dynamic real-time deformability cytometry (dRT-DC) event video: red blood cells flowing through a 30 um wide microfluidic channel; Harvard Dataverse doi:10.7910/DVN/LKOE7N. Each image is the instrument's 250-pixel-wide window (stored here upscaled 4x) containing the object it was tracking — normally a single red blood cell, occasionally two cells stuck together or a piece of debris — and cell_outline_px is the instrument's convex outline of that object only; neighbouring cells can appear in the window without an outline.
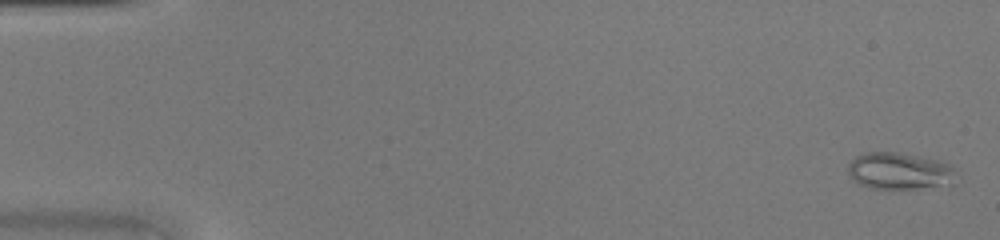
{"species": "common noctule bat (a hibernating species)", "species_latin": "Nyctalus noctula", "temperature_condition": "warm", "stored_images_in_passage": 30, "camera_frame_rate_fps": 3000, "um_per_image_px": 0.085, "animal": {"sex": "female", "body_mass_g": 20.0, "forearm_length_mm": 54.0}, "frame": {"image": 1, "passage_image": 2, "time_ms": 0.333, "image_size_px": [1000, 240], "cell_outline_px": [[956, 168], [952, 184], [920, 188], [872, 188], [860, 184], [848, 172], [848, 164], [856, 156], [864, 152], [900, 152], [936, 160], [948, 164]], "centroid_in_image_um": [76.46, 14.52], "position_along_channel_um": 8.5, "area_um2": 22.95}}
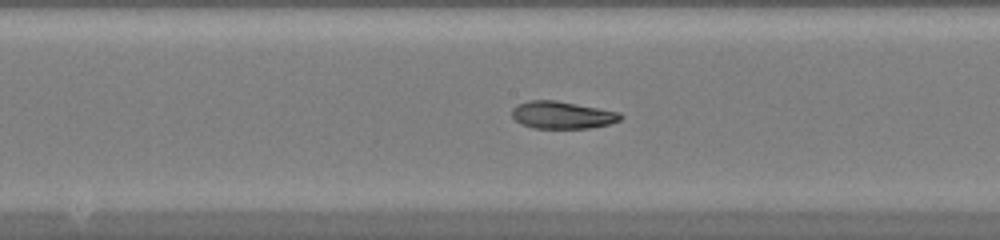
{"frame": {"image": 2, "passage_image": 25, "time_ms": 8.0, "image_size_px": [1000, 240], "cell_outline_px": [[624, 116], [620, 120], [608, 124], [588, 128], [532, 128], [520, 124], [512, 116], [512, 108], [516, 104], [528, 100], [556, 100], [620, 112]], "centroid_in_image_um": [47.76, 9.77], "position_along_channel_um": 200.4, "area_um2": 17.4}}
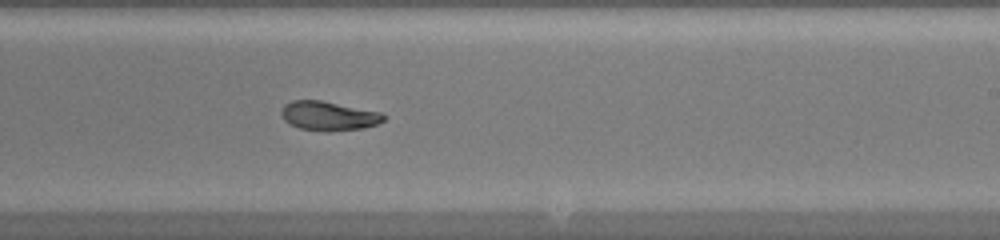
{"frame": {"image": 3, "passage_image": 29, "time_ms": 9.333, "image_size_px": [1000, 240], "cell_outline_px": [[384, 120], [376, 124], [364, 128], [328, 132], [300, 128], [288, 124], [280, 116], [280, 112], [284, 104], [292, 100], [320, 100], [380, 112], [384, 116]], "centroid_in_image_um": [27.87, 9.86], "position_along_channel_um": 261.1, "area_um2": 17.46}}